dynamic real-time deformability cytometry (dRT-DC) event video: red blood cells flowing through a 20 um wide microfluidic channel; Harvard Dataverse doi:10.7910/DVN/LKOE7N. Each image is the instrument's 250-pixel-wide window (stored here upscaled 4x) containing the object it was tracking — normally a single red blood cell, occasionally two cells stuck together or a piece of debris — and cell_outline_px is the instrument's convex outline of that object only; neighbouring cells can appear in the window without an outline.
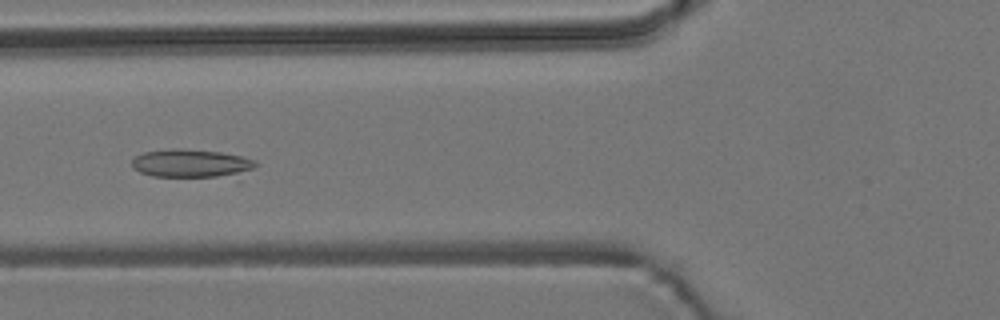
{"species": "common noctule bat (a hibernating species)", "species_latin": "Nyctalus noctula", "temperature_condition": "room temperature", "stored_images_in_passage": 7, "camera_frame_rate_fps": 3000, "um_per_image_px": 0.085, "animal": {"sex": "male", "body_mass_g": 19.2, "forearm_length_mm": 51.8}, "frame": {"image": 1, "passage_image": 5, "time_ms": 4.667, "image_size_px": [1000, 320], "cell_outline_px": [[260, 164], [240, 184], [236, 184], [152, 176], [140, 172], [132, 168], [132, 160], [136, 156], [144, 152], [172, 148], [180, 148], [220, 152], [240, 156], [256, 160]], "centroid_in_image_um": [16.59, 14.05], "position_along_channel_um": 109.2, "area_um2": 23.7}}
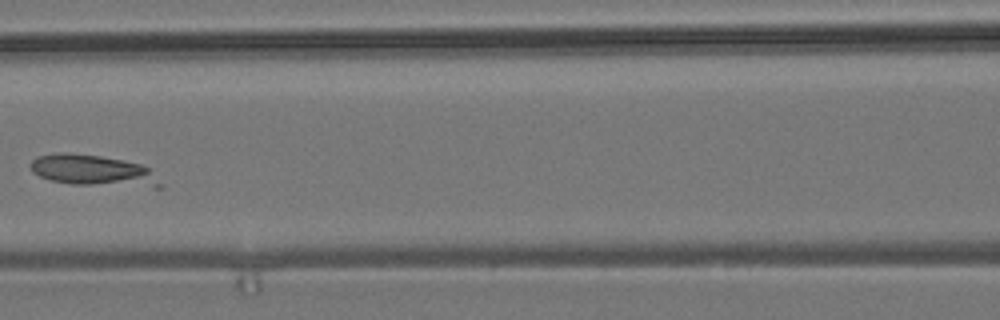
{"frame": {"image": 2, "passage_image": 6, "time_ms": 6.0, "image_size_px": [1000, 320], "cell_outline_px": [[164, 188], [152, 188], [72, 184], [52, 180], [40, 176], [32, 172], [28, 164], [36, 156], [60, 152], [68, 152], [100, 156], [140, 164], [148, 168], [164, 184]], "centroid_in_image_um": [7.94, 14.52], "position_along_channel_um": 158.7, "area_um2": 23.93}}